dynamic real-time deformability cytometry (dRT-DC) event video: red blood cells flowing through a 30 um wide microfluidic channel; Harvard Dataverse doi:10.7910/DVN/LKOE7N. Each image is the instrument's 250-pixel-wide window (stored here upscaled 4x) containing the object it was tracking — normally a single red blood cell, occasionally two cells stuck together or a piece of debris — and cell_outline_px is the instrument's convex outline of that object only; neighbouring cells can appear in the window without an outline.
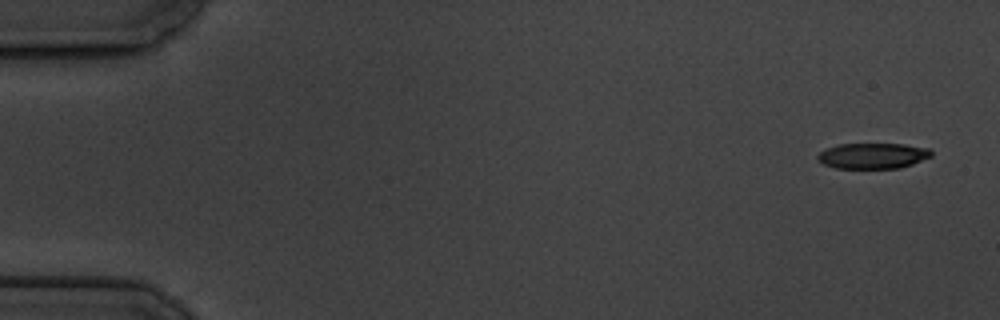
{"species": "common noctule bat (a hibernating species)", "species_latin": "Nyctalus noctula", "temperature_condition": "cold", "stored_images_in_passage": 6, "camera_frame_rate_fps": 3000, "um_per_image_px": 0.085, "animal": {"sex": "male", "body_mass_g": 19.5, "forearm_length_mm": 54.6}, "frame": {"image": 1, "passage_image": 1, "time_ms": 0.0, "image_size_px": [1000, 320], "cell_outline_px": [[932, 156], [912, 164], [900, 168], [836, 168], [824, 164], [816, 156], [820, 152], [828, 148], [840, 144], [904, 144], [928, 148], [932, 152]], "centroid_in_image_um": [74.22, 13.24], "position_along_channel_um": 10.8, "area_um2": 16.82}}